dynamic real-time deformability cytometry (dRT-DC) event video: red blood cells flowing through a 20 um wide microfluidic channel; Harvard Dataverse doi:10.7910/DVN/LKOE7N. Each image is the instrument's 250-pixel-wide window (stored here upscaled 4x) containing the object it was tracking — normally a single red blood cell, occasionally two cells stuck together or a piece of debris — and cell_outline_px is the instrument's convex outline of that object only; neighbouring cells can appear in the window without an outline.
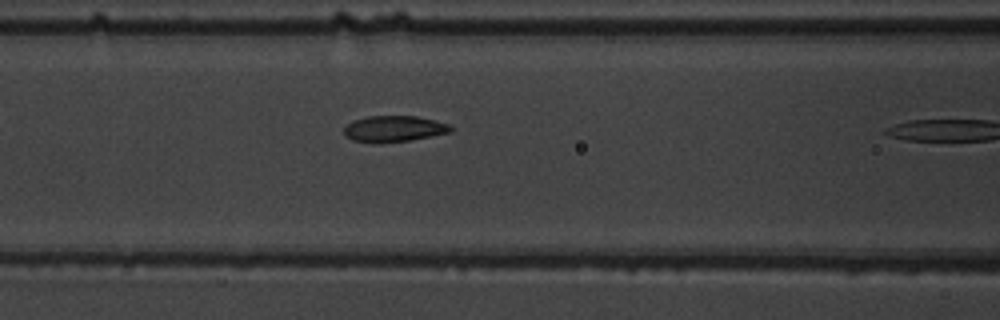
{"species": "common noctule bat (a hibernating species)", "species_latin": "Nyctalus noctula", "temperature_condition": "warm", "stored_images_in_passage": 7, "camera_frame_rate_fps": 3000, "um_per_image_px": 0.085, "animal": {"sex": "male", "body_mass_g": 19.5, "forearm_length_mm": 54.6}, "frame": {"image": 1, "passage_image": 6, "time_ms": 1.667, "image_size_px": [1000, 320], "cell_outline_px": [[452, 132], [412, 140], [380, 144], [376, 144], [352, 140], [344, 136], [344, 128], [352, 120], [368, 116], [416, 116], [448, 124], [452, 128]], "centroid_in_image_um": [33.44, 10.97], "position_along_channel_um": 133.2, "area_um2": 16.47}}